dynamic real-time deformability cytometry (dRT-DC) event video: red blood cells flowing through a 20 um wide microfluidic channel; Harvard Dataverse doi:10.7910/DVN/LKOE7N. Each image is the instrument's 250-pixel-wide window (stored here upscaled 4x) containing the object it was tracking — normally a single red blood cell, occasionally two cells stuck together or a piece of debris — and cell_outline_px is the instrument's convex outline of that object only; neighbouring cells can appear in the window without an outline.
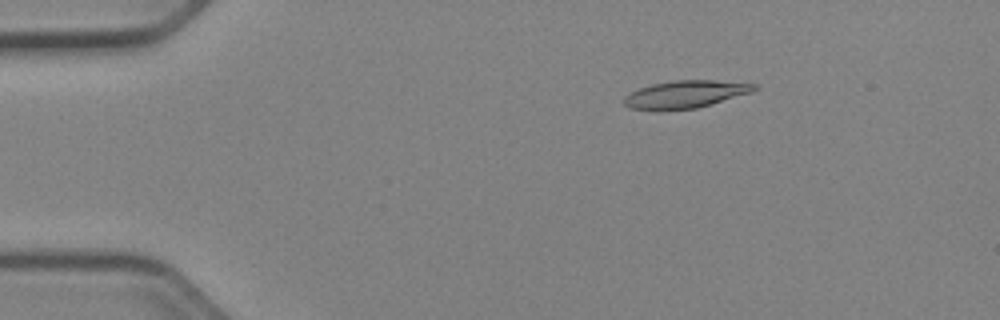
{"species": "Egyptian fruit bat (a non-hibernating species)", "species_latin": "Rousettus aegyptiacus", "temperature_condition": "cold", "stored_images_in_passage": 52, "camera_frame_rate_fps": 3000, "um_per_image_px": 0.085, "animal": {"sex": "female"}, "frame": {"image": 1, "passage_image": 9, "time_ms": 2.667, "image_size_px": [1000, 320], "cell_outline_px": [[760, 84], [752, 92], [712, 104], [696, 108], [628, 108], [624, 104], [624, 96], [640, 88], [652, 84], [672, 80], [716, 80]], "centroid_in_image_um": [58.33, 7.97], "position_along_channel_um": 26.7, "area_um2": 20.35}}
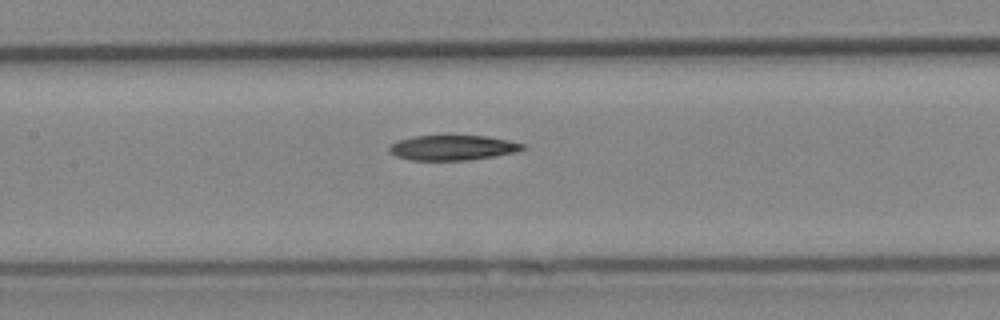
{"frame": {"image": 2, "passage_image": 25, "time_ms": 8.0, "image_size_px": [1000, 320], "cell_outline_px": [[524, 148], [516, 152], [468, 160], [408, 160], [396, 156], [388, 152], [388, 148], [396, 140], [412, 136], [488, 136], [508, 140], [524, 144]], "centroid_in_image_um": [38.41, 12.55], "position_along_channel_um": 169.0, "area_um2": 19.42}}
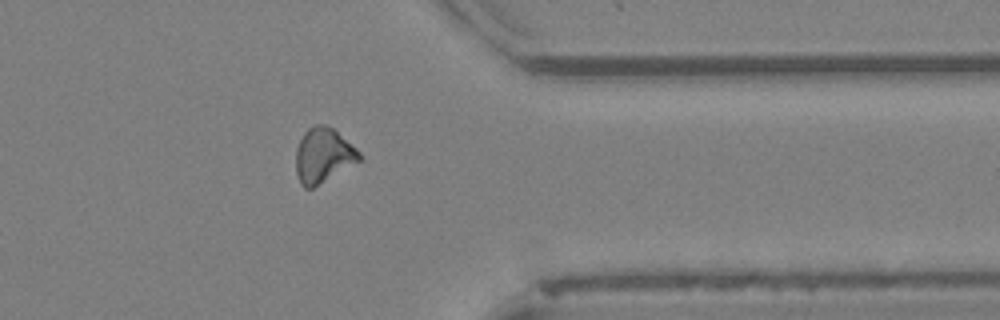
{"frame": {"image": 3, "passage_image": 42, "time_ms": 13.667, "image_size_px": [1000, 320], "cell_outline_px": [[360, 160], [312, 188], [304, 188], [300, 184], [296, 172], [296, 148], [304, 132], [308, 128], [316, 124], [324, 124], [332, 128], [356, 148], [360, 152]], "centroid_in_image_um": [27.44, 13.2], "position_along_channel_um": 384.0, "area_um2": 19.88}}